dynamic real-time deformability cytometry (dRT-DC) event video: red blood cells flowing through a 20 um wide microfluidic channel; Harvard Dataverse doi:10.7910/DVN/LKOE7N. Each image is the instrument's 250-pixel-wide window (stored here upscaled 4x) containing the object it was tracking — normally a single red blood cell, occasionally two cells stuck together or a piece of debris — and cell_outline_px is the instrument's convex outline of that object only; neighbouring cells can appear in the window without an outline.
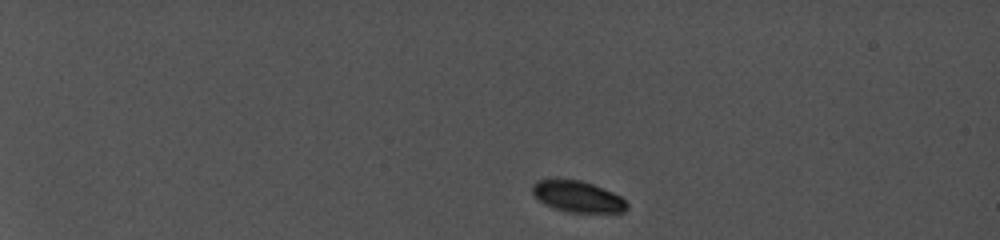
{"species": "common noctule bat (a hibernating species)", "species_latin": "Nyctalus noctula", "temperature_condition": "cold", "stored_images_in_passage": 14, "camera_frame_rate_fps": 5000, "um_per_image_px": 0.085, "animal": {"sex": "female", "body_mass_g": 19.0, "forearm_length_mm": 56.7}, "frame": {"image": 1, "passage_image": 1, "time_ms": 0.0, "image_size_px": [1000, 240], "cell_outline_px": [[628, 208], [624, 212], [568, 212], [544, 204], [532, 192], [532, 184], [536, 180], [556, 176], [580, 180], [592, 184], [612, 192], [620, 196], [628, 204]], "centroid_in_image_um": [49.05, 16.66], "position_along_channel_um": 36.0, "area_um2": 17.51}}
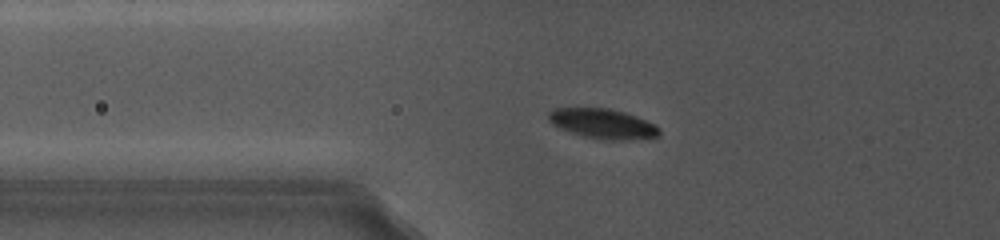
{"frame": {"image": 2, "passage_image": 5, "time_ms": 4.2, "image_size_px": [1000, 240], "cell_outline_px": [[660, 136], [648, 140], [600, 140], [584, 136], [560, 128], [552, 124], [548, 120], [548, 112], [552, 108], [608, 108], [624, 112], [636, 116], [656, 124], [660, 128]], "centroid_in_image_um": [51.3, 10.53], "position_along_channel_um": 74.5, "area_um2": 19.71}}
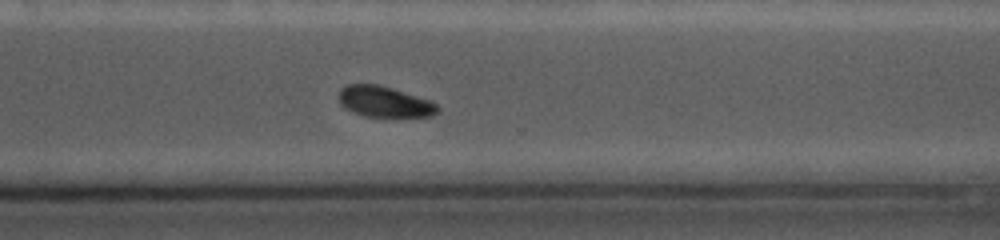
{"frame": {"image": 3, "passage_image": 14, "time_ms": 11.4, "image_size_px": [1000, 240], "cell_outline_px": [[440, 108], [432, 116], [392, 120], [364, 116], [352, 112], [344, 108], [340, 104], [336, 96], [340, 88], [348, 84], [376, 84], [392, 88], [432, 100]], "centroid_in_image_um": [32.68, 8.7], "position_along_channel_um": 337.9, "area_um2": 18.9}}